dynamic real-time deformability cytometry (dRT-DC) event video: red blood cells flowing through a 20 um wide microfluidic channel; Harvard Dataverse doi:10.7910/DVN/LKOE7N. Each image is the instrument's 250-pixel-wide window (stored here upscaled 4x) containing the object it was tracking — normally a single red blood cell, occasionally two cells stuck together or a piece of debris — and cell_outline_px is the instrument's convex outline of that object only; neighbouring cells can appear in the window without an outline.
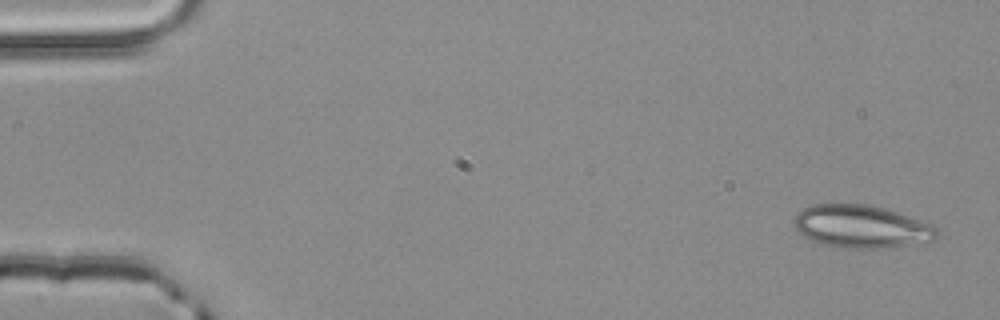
{"species": "common noctule bat (a hibernating species)", "species_latin": "Nyctalus noctula", "temperature_condition": "room temperature", "stored_images_in_passage": 3, "camera_frame_rate_fps": 3000, "um_per_image_px": 0.085, "animal": {"sex": "male", "body_mass_g": 20.4}, "frame": {"image": 1, "passage_image": 1, "time_ms": 0.0, "image_size_px": [1000, 320], "cell_outline_px": [[940, 236], [932, 240], [884, 248], [840, 248], [820, 244], [804, 236], [796, 228], [792, 220], [796, 212], [812, 204], [864, 204], [884, 208], [920, 220], [936, 228], [940, 232]], "centroid_in_image_um": [73.16, 19.25], "position_along_channel_um": 11.8, "area_um2": 35.49}}